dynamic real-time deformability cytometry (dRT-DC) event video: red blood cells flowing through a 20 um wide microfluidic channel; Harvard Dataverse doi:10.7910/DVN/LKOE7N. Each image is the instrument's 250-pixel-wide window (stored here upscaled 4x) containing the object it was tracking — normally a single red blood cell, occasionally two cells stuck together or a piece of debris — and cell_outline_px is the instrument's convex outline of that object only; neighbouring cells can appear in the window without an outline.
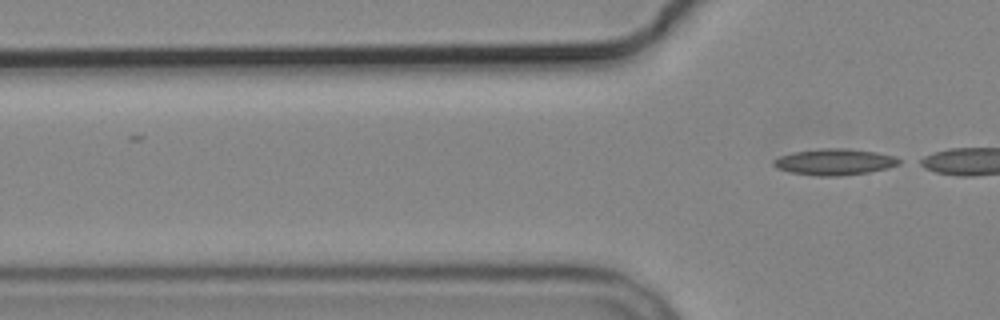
{"species": "common noctule bat (a hibernating species)", "species_latin": "Nyctalus noctula", "temperature_condition": "cold", "stored_images_in_passage": 4, "segment_of_instrument_passage": [2, 2], "camera_frame_rate_fps": 3000, "um_per_image_px": 0.085, "animal": {"sex": "male", "body_mass_g": 19.2, "forearm_length_mm": 51.8}, "frame": {"image": 1, "passage_image": 4, "time_ms": 3.667, "image_size_px": [1000, 320], "cell_outline_px": [[900, 164], [888, 168], [868, 172], [836, 176], [816, 176], [792, 172], [776, 168], [772, 164], [772, 160], [780, 156], [792, 152], [824, 148], [844, 148], [876, 152], [892, 156], [900, 160]], "centroid_in_image_um": [70.9, 13.76], "position_along_channel_um": 54.9, "area_um2": 19.07}}